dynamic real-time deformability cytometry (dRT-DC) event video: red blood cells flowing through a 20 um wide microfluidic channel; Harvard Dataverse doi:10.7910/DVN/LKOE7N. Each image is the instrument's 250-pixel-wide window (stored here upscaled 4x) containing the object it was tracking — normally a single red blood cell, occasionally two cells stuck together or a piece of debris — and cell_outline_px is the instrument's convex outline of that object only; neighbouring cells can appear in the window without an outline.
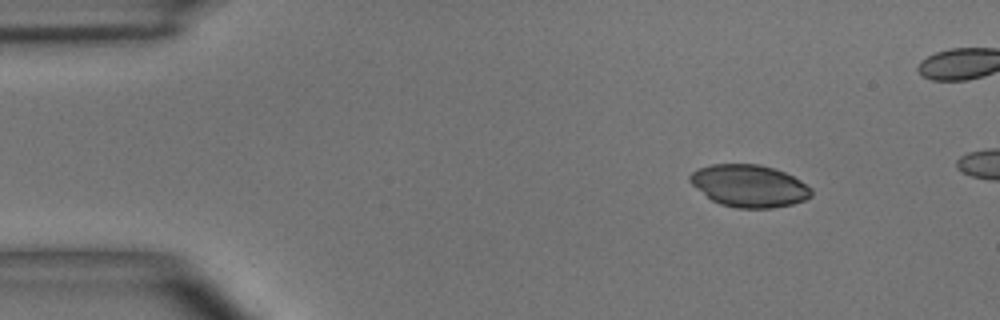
{"species": "common noctule bat (a hibernating species)", "species_latin": "Nyctalus noctula", "temperature_condition": "room temperature", "stored_images_in_passage": 3, "camera_frame_rate_fps": 3000, "um_per_image_px": 0.085, "animal": {"sex": "male", "body_mass_g": 15.6}, "frame": {"image": 1, "passage_image": 1, "time_ms": 0.0, "image_size_px": [1000, 320], "cell_outline_px": [[812, 196], [804, 200], [792, 204], [772, 208], [736, 208], [720, 204], [712, 200], [692, 184], [688, 180], [688, 176], [692, 172], [700, 168], [712, 164], [760, 164], [784, 172], [800, 180], [812, 188]], "centroid_in_image_um": [63.69, 15.8], "position_along_channel_um": 21.3, "area_um2": 29.77}}